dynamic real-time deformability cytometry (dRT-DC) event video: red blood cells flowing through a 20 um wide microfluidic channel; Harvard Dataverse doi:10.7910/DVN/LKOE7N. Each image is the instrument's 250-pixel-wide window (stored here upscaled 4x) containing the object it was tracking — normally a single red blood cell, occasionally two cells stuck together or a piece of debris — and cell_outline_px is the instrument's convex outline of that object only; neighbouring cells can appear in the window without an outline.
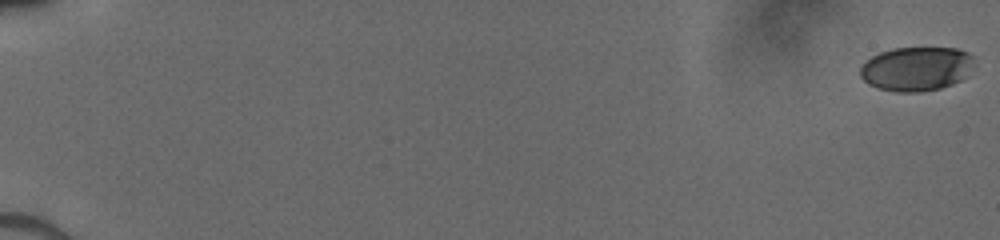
{"species": "human", "species_latin": "Homo sapiens", "temperature_condition": "cold", "stored_images_in_passage": 53, "camera_frame_rate_fps": 3000, "um_per_image_px": 0.085, "donor": {"sex": "male"}, "frame": {"image": 1, "passage_image": 1, "time_ms": 0.0, "image_size_px": [1000, 240], "cell_outline_px": [[972, 56], [960, 80], [952, 84], [940, 88], [920, 92], [896, 92], [880, 88], [868, 84], [860, 76], [860, 68], [872, 56], [880, 52], [892, 48], [956, 48], [968, 52]], "centroid_in_image_um": [77.8, 5.85], "position_along_channel_um": 7.2, "area_um2": 28.61}}
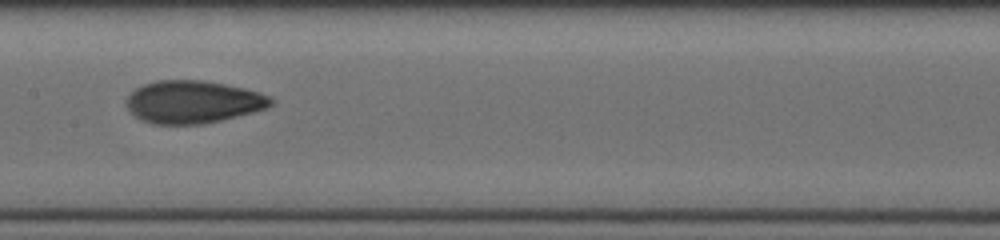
{"frame": {"image": 2, "passage_image": 30, "time_ms": 9.667, "image_size_px": [1000, 240], "cell_outline_px": [[276, 100], [272, 104], [264, 108], [252, 112], [204, 124], [152, 124], [140, 120], [128, 108], [124, 100], [136, 88], [144, 84], [156, 80], [204, 80], [244, 88], [268, 96]], "centroid_in_image_um": [16.37, 8.66], "position_along_channel_um": 191.0, "area_um2": 35.72}}
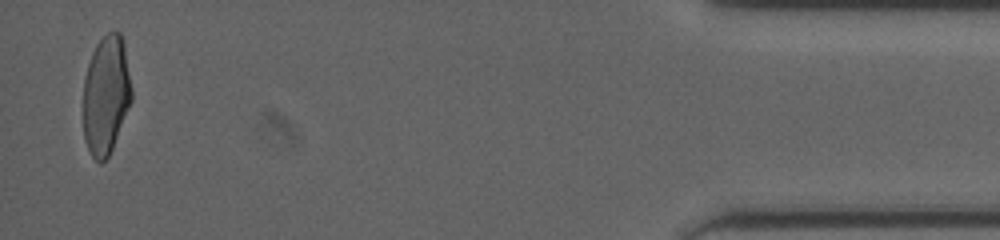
{"frame": {"image": 3, "passage_image": 52, "time_ms": 17.0, "image_size_px": [1000, 240], "cell_outline_px": [[132, 100], [112, 148], [108, 156], [100, 164], [92, 156], [84, 140], [84, 76], [92, 52], [96, 44], [108, 32], [120, 32], [124, 44], [132, 92]], "centroid_in_image_um": [9.01, 8.07], "position_along_channel_um": 426.2, "area_um2": 33.18}}